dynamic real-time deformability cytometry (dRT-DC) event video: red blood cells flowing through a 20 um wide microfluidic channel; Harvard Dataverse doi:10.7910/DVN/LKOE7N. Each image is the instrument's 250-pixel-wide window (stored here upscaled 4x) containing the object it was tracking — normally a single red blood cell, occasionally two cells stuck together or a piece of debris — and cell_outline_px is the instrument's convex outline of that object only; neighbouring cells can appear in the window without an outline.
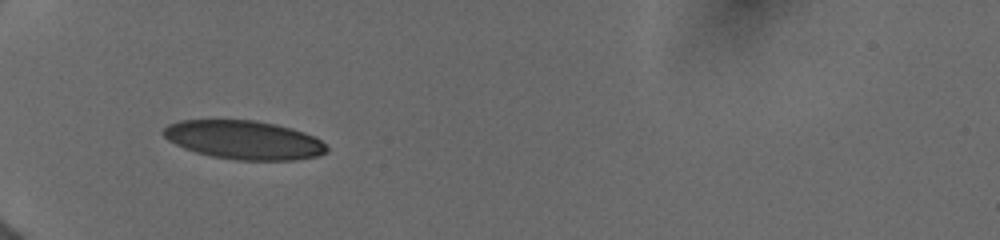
{"species": "human", "species_latin": "Homo sapiens", "temperature_condition": "cold", "stored_images_in_passage": 8, "camera_frame_rate_fps": 3000, "um_per_image_px": 0.085, "donor": {"sex": "female"}, "frame": {"image": 1, "passage_image": 1, "time_ms": 0.0, "image_size_px": [1000, 240], "cell_outline_px": [[328, 152], [316, 156], [292, 160], [236, 160], [212, 156], [196, 152], [184, 148], [168, 140], [160, 132], [168, 124], [180, 120], [256, 120], [276, 124], [292, 128], [304, 132], [320, 140], [328, 148]], "centroid_in_image_um": [20.71, 11.89], "position_along_channel_um": 64.3, "area_um2": 36.82}}
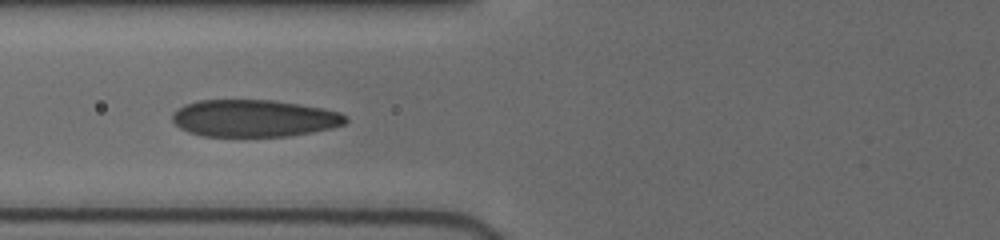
{"frame": {"image": 2, "passage_image": 7, "time_ms": 1.333, "image_size_px": [1000, 240], "cell_outline_px": [[348, 120], [344, 124], [312, 132], [288, 136], [204, 136], [188, 132], [180, 128], [172, 120], [172, 112], [184, 104], [200, 100], [276, 100], [324, 108], [340, 112], [348, 116]], "centroid_in_image_um": [21.59, 10.04], "position_along_channel_um": 104.2, "area_um2": 37.63}}